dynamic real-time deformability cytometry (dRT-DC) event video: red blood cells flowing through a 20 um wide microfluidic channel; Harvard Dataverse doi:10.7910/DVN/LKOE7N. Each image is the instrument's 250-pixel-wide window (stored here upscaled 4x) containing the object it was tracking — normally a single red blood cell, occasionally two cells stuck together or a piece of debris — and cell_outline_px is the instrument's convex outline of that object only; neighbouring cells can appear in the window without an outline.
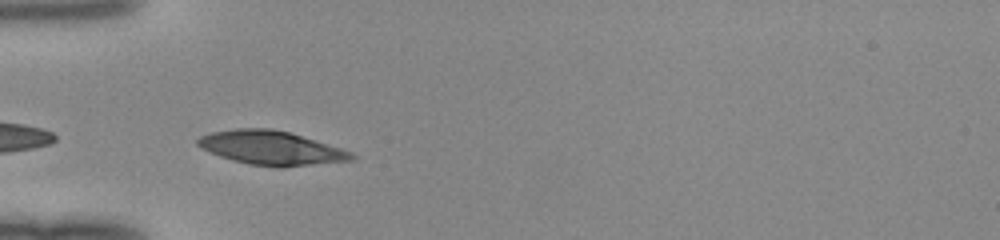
{"species": "human", "species_latin": "Homo sapiens", "temperature_condition": "room temperature", "stored_images_in_passage": 34, "camera_frame_rate_fps": 3000, "um_per_image_px": 0.085, "donor": {"sex": "female"}, "frame": {"image": 1, "passage_image": 1, "time_ms": 0.0, "image_size_px": [1000, 240], "cell_outline_px": [[356, 156], [352, 160], [280, 168], [276, 168], [248, 164], [232, 160], [220, 156], [200, 148], [196, 144], [196, 140], [200, 136], [212, 132], [236, 128], [272, 128], [288, 132], [340, 148], [352, 152]], "centroid_in_image_um": [23.01, 12.58], "position_along_channel_um": 62.0, "area_um2": 30.4}}
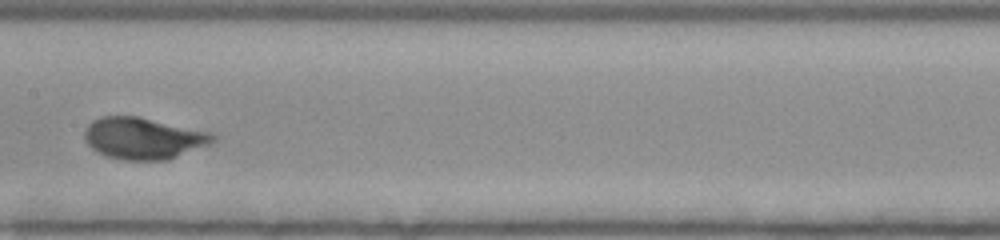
{"frame": {"image": 2, "passage_image": 11, "time_ms": 3.333, "image_size_px": [1000, 240], "cell_outline_px": [[216, 140], [212, 144], [168, 160], [124, 160], [108, 156], [92, 148], [84, 140], [84, 128], [92, 120], [100, 116], [140, 116], [212, 132], [216, 136]], "centroid_in_image_um": [12.22, 11.74], "position_along_channel_um": 195.2, "area_um2": 31.56}}
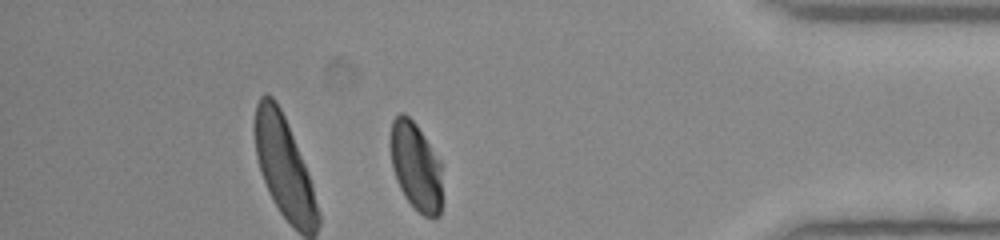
{"frame": {"image": 3, "passage_image": 28, "time_ms": 9.0, "image_size_px": [1000, 240], "cell_outline_px": [[440, 216], [432, 220], [424, 216], [404, 196], [396, 180], [392, 168], [388, 144], [388, 140], [392, 120], [400, 112], [404, 112], [416, 124], [440, 160]], "centroid_in_image_um": [35.29, 14.11], "position_along_channel_um": 399.9, "area_um2": 26.82}}